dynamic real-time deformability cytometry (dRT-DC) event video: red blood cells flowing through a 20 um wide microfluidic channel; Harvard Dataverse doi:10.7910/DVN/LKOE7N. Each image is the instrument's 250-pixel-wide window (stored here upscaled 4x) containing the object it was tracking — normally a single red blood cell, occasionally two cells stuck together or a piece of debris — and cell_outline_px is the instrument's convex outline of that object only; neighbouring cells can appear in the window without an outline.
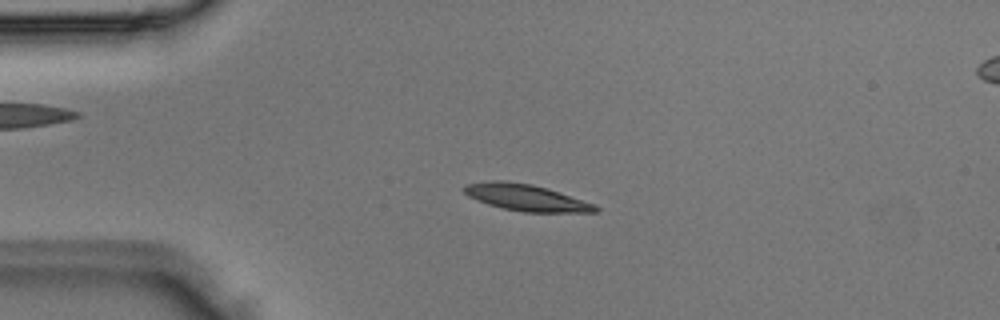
{"species": "Egyptian fruit bat (a non-hibernating species)", "species_latin": "Rousettus aegyptiacus", "temperature_condition": "room temperature", "stored_images_in_passage": 3, "segment_of_instrument_passage": [1, 2], "camera_frame_rate_fps": 3000, "um_per_image_px": 0.085, "animal": {"sex": "male"}, "frame": {"image": 1, "passage_image": 2, "time_ms": 0.333, "image_size_px": [1000, 320], "cell_outline_px": [[600, 208], [596, 212], [524, 212], [504, 208], [488, 204], [468, 196], [464, 192], [464, 184], [492, 180], [504, 180], [532, 184], [548, 188], [596, 204]], "centroid_in_image_um": [44.74, 16.78], "position_along_channel_um": 40.3, "area_um2": 20.35}}